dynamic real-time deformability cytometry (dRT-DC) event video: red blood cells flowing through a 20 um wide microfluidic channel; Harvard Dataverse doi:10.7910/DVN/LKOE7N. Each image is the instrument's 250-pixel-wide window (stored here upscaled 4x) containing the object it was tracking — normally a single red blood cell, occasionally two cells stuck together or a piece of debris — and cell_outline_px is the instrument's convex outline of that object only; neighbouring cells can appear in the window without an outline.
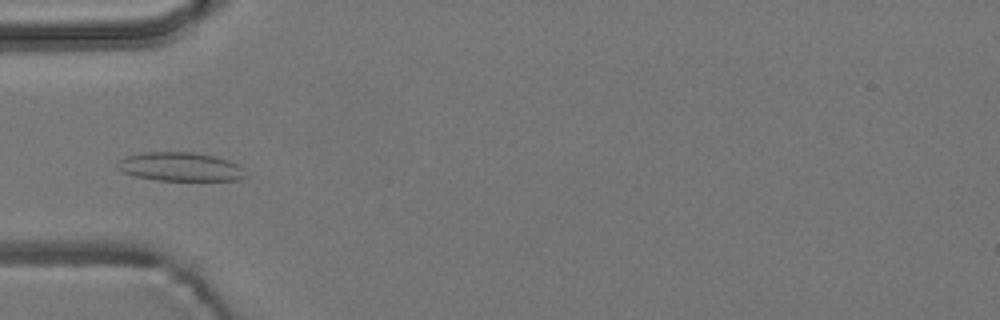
{"species": "common noctule bat (a hibernating species)", "species_latin": "Nyctalus noctula", "temperature_condition": "room temperature", "stored_images_in_passage": 7, "camera_frame_rate_fps": 3000, "um_per_image_px": 0.085, "animal": {"sex": "male", "body_mass_g": 19.2, "forearm_length_mm": 51.8}, "frame": {"image": 1, "passage_image": 5, "time_ms": 4.667, "image_size_px": [1000, 320], "cell_outline_px": [[248, 176], [240, 180], [156, 180], [136, 176], [120, 172], [116, 168], [116, 160], [124, 156], [144, 152], [192, 152], [212, 156], [228, 160], [244, 168]], "centroid_in_image_um": [15.28, 14.17], "position_along_channel_um": 69.7, "area_um2": 21.73}}
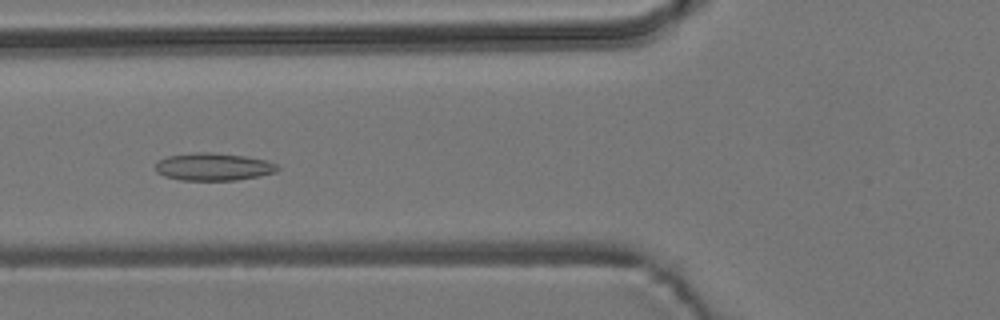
{"frame": {"image": 2, "passage_image": 6, "time_ms": 5.667, "image_size_px": [1000, 320], "cell_outline_px": [[280, 168], [276, 172], [260, 176], [236, 180], [180, 180], [164, 176], [156, 172], [156, 164], [160, 160], [168, 156], [196, 152], [212, 152], [244, 156], [264, 160], [276, 164]], "centroid_in_image_um": [18.14, 14.18], "position_along_channel_um": 107.7, "area_um2": 19.54}}
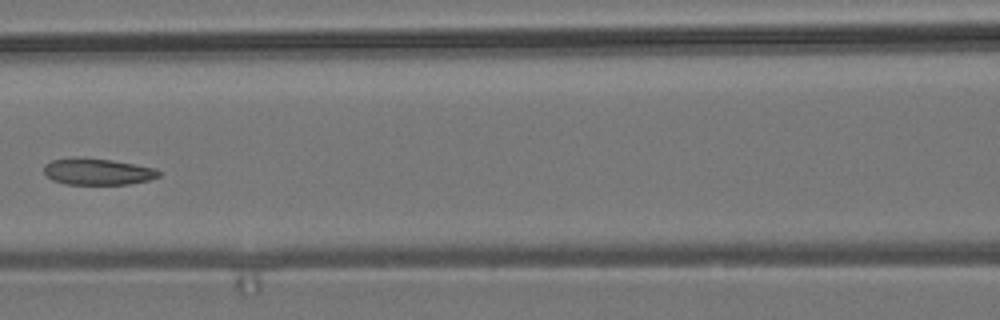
{"frame": {"image": 3, "passage_image": 7, "time_ms": 7.0, "image_size_px": [1000, 320], "cell_outline_px": [[160, 176], [148, 180], [128, 184], [64, 184], [52, 180], [44, 172], [44, 164], [52, 160], [76, 156], [84, 156], [112, 160], [156, 168], [160, 172]], "centroid_in_image_um": [8.26, 14.57], "position_along_channel_um": 158.3, "area_um2": 17.98}}